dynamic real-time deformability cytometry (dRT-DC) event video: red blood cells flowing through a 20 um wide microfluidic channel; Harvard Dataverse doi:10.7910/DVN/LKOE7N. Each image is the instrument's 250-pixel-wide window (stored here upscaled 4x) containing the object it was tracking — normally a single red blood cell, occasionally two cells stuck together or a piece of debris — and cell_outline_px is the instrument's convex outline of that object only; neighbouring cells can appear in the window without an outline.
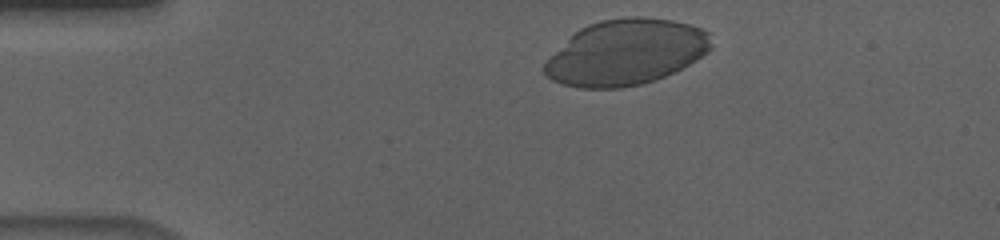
{"species": "human", "species_latin": "Homo sapiens", "temperature_condition": "cold", "stored_images_in_passage": 39, "camera_frame_rate_fps": 3000, "um_per_image_px": 0.085, "donor": {"sex": "male"}, "frame": {"image": 1, "passage_image": 2, "time_ms": 0.333, "image_size_px": [1000, 240], "cell_outline_px": [[712, 48], [708, 52], [688, 64], [656, 80], [640, 84], [620, 88], [580, 88], [560, 84], [552, 80], [544, 72], [544, 64], [580, 28], [588, 24], [600, 20], [628, 16], [640, 16], [672, 20], [688, 24], [700, 28], [708, 32]], "centroid_in_image_um": [53.22, 4.45], "position_along_channel_um": 31.8, "area_um2": 63.12}}